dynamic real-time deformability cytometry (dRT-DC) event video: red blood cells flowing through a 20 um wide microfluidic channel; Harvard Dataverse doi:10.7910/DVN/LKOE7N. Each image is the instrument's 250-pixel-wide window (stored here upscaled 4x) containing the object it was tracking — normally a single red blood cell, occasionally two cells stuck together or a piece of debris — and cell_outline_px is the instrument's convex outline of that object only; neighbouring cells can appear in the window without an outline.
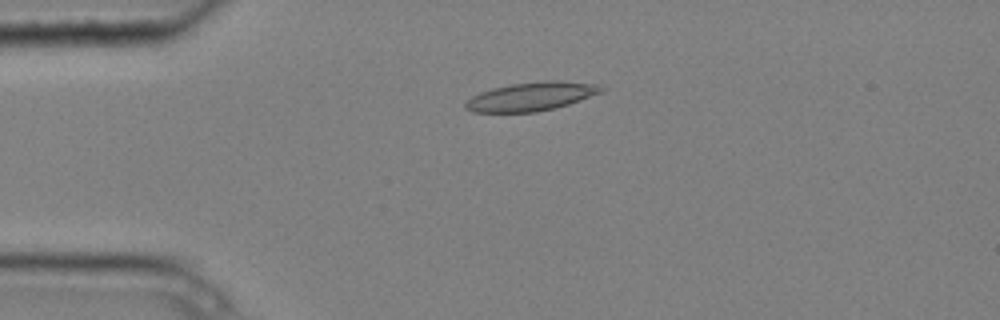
{"species": "common noctule bat (a hibernating species)", "species_latin": "Nyctalus noctula", "temperature_condition": "cold", "stored_images_in_passage": 4, "camera_frame_rate_fps": 3000, "um_per_image_px": 0.085, "animal": {"sex": "male", "body_mass_g": 20.4}, "frame": {"image": 1, "passage_image": 4, "time_ms": 1.0, "image_size_px": [1000, 320], "cell_outline_px": [[604, 92], [556, 108], [536, 112], [472, 112], [464, 108], [464, 104], [472, 96], [480, 92], [492, 88], [512, 84], [548, 80], [560, 80], [596, 84], [604, 88]], "centroid_in_image_um": [45.17, 8.2], "position_along_channel_um": 39.8, "area_um2": 22.72}}